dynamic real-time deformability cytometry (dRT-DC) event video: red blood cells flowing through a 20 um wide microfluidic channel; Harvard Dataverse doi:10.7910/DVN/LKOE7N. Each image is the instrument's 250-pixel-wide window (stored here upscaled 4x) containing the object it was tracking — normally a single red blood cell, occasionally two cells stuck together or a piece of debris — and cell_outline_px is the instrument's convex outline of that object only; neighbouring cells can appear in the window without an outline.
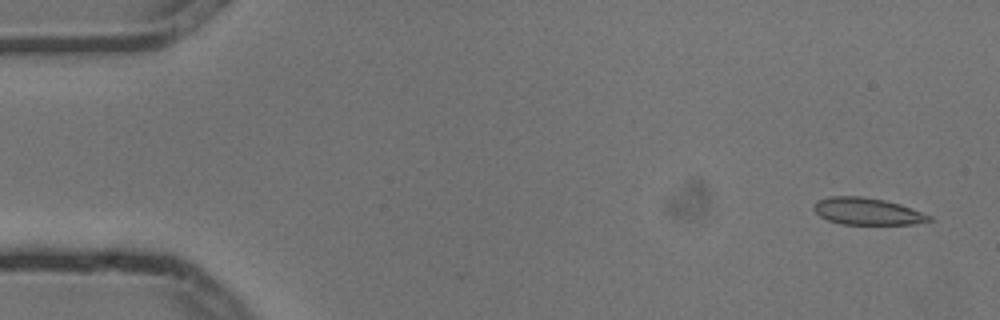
{"species": "common noctule bat (a hibernating species)", "species_latin": "Nyctalus noctula", "temperature_condition": "cold", "stored_images_in_passage": 6, "camera_frame_rate_fps": 3000, "um_per_image_px": 0.085, "animal": {"sex": "male", "body_mass_g": 13.3}, "frame": {"image": 1, "passage_image": 6, "time_ms": 1.667, "image_size_px": [1000, 320], "cell_outline_px": [[932, 220], [912, 224], [840, 224], [828, 220], [820, 216], [812, 208], [816, 200], [828, 196], [860, 196], [884, 200], [900, 204], [932, 216]], "centroid_in_image_um": [73.67, 17.96], "position_along_channel_um": 11.3, "area_um2": 18.09}}